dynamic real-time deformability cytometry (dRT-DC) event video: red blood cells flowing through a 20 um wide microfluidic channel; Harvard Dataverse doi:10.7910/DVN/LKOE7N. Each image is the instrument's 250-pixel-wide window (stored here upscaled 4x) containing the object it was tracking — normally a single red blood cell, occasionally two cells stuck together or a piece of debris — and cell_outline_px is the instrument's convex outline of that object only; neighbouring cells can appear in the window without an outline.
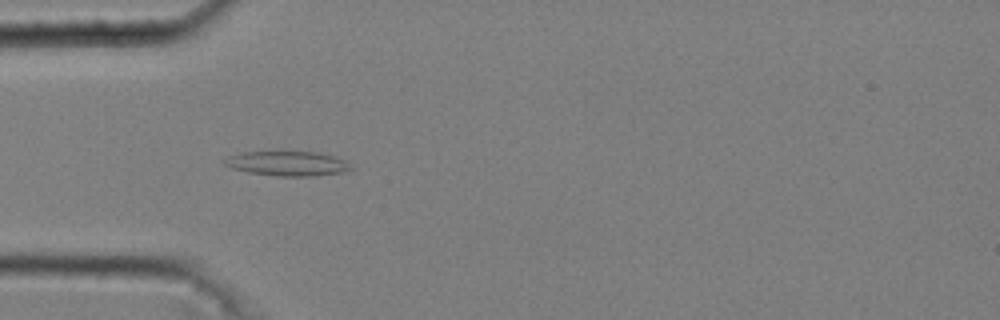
{"species": "common noctule bat (a hibernating species)", "species_latin": "Nyctalus noctula", "temperature_condition": "cold", "stored_images_in_passage": 40, "camera_frame_rate_fps": 3000, "um_per_image_px": 0.085, "animal": {"sex": "male", "body_mass_g": 20.4}, "frame": {"image": 1, "passage_image": 4, "time_ms": 1.0, "image_size_px": [1000, 320], "cell_outline_px": [[352, 168], [340, 172], [316, 176], [276, 176], [248, 172], [232, 168], [224, 164], [224, 160], [228, 156], [240, 152], [276, 148], [316, 152], [332, 156], [344, 160]], "centroid_in_image_um": [24.33, 13.84], "position_along_channel_um": 60.7, "area_um2": 18.96}}
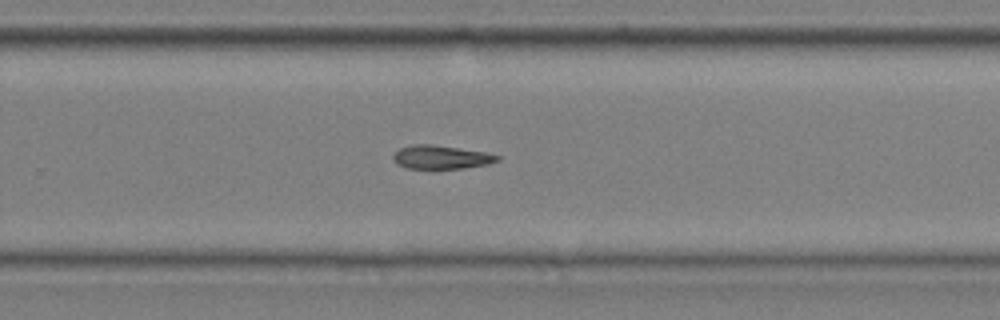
{"frame": {"image": 2, "passage_image": 23, "time_ms": 7.333, "image_size_px": [1000, 320], "cell_outline_px": [[500, 160], [488, 164], [464, 168], [404, 168], [396, 164], [392, 160], [392, 156], [400, 148], [412, 144], [432, 144], [484, 152], [500, 156]], "centroid_in_image_um": [37.45, 13.36], "position_along_channel_um": 292.3, "area_um2": 14.28}}
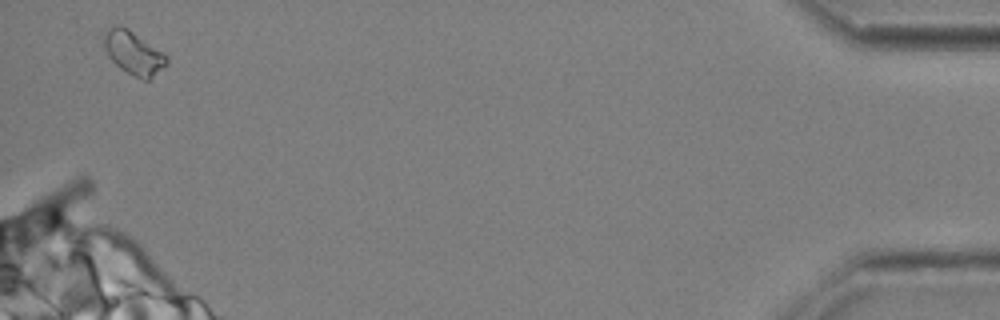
{"frame": {"image": 3, "passage_image": 39, "time_ms": 12.667, "image_size_px": [1000, 320], "cell_outline_px": [[168, 64], [148, 80], [144, 80], [132, 76], [120, 68], [108, 56], [100, 40], [104, 32], [112, 28], [128, 28], [164, 52], [168, 56]], "centroid_in_image_um": [11.35, 4.52], "position_along_channel_um": 423.8, "area_um2": 15.9}}